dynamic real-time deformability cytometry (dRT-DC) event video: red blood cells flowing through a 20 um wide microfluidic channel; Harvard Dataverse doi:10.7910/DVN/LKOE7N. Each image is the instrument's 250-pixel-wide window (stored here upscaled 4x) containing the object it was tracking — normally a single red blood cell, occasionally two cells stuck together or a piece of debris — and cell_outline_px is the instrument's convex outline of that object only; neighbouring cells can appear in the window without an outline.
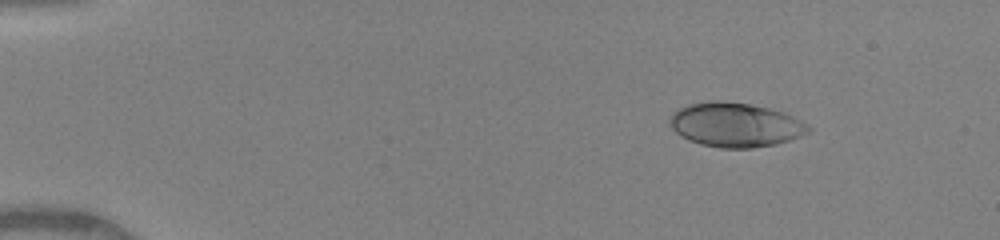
{"species": "human", "species_latin": "Homo sapiens", "temperature_condition": "warm", "stored_images_in_passage": 44, "camera_frame_rate_fps": 3000, "um_per_image_px": 0.085, "donor": {"sex": "female"}, "frame": {"image": 1, "passage_image": 1, "time_ms": 0.0, "image_size_px": [1000, 240], "cell_outline_px": [[812, 128], [808, 132], [788, 140], [776, 144], [752, 148], [720, 148], [700, 144], [688, 140], [680, 136], [672, 128], [668, 120], [680, 108], [688, 104], [712, 100], [724, 100], [752, 104], [784, 112], [800, 120]], "centroid_in_image_um": [62.49, 10.6], "position_along_channel_um": 22.5, "area_um2": 35.72}}
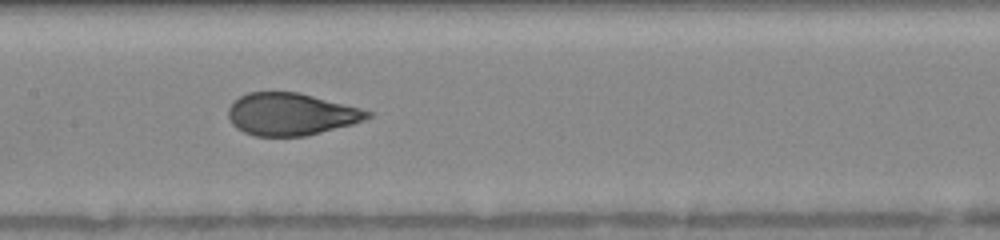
{"frame": {"image": 2, "passage_image": 20, "time_ms": 6.333, "image_size_px": [1000, 240], "cell_outline_px": [[372, 116], [364, 120], [352, 124], [304, 136], [256, 136], [244, 132], [236, 128], [232, 124], [228, 116], [228, 108], [240, 96], [248, 92], [300, 92], [360, 108], [372, 112]], "centroid_in_image_um": [24.72, 9.7], "position_along_channel_um": 182.7, "area_um2": 34.16}}
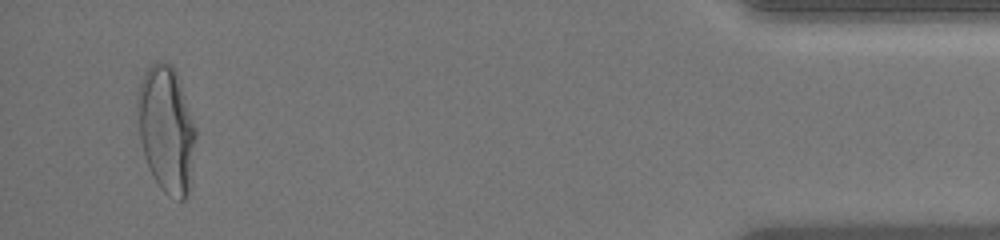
{"frame": {"image": 3, "passage_image": 42, "time_ms": 13.667, "image_size_px": [1000, 240], "cell_outline_px": [[196, 140], [188, 196], [184, 200], [180, 200], [168, 196], [160, 188], [152, 176], [148, 168], [144, 156], [140, 140], [136, 108], [136, 92], [144, 72], [156, 60], [160, 60], [172, 64], [176, 72], [196, 128]], "centroid_in_image_um": [14.12, 10.99], "position_along_channel_um": 421.1, "area_um2": 43.52}, "authors_computed_cell_mechanics": {"area_um2": 35.5181, "velocity_mm_per_s": 4.112, "shape_relaxation_time_tau1_ms": 4.8165, "shape_relaxation_time_tau2_ms": null, "deformation_change_tau1": 0.2124, "deformation_change_tau2": null}}